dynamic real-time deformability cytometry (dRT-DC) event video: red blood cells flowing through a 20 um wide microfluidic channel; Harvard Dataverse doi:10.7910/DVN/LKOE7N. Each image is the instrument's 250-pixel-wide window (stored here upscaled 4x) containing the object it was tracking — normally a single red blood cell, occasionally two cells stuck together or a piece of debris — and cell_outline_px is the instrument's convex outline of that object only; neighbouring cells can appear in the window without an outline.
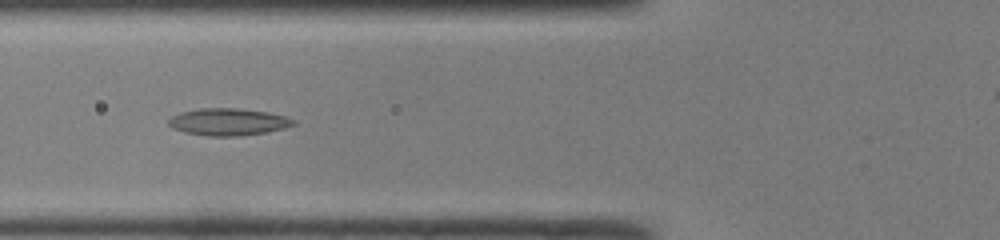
{"species": "common noctule bat (a hibernating species)", "species_latin": "Nyctalus noctula", "temperature_condition": "room temperature", "stored_images_in_passage": 40, "camera_frame_rate_fps": 3000, "um_per_image_px": 0.085, "animal": {"sex": "male", "body_mass_g": 19.0, "forearm_length_mm": 50.8}, "frame": {"image": 1, "passage_image": 16, "time_ms": 5.0, "image_size_px": [1000, 240], "cell_outline_px": [[296, 124], [284, 128], [268, 132], [240, 136], [208, 136], [184, 132], [172, 128], [168, 124], [168, 120], [172, 116], [180, 112], [200, 108], [236, 108], [268, 112], [284, 116], [296, 120]], "centroid_in_image_um": [19.4, 10.36], "position_along_channel_um": 106.4, "area_um2": 19.83}}
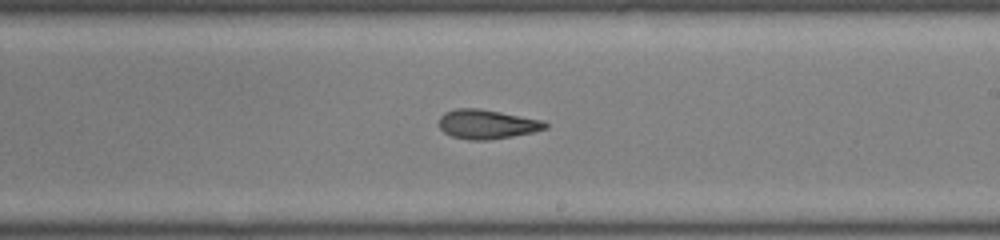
{"frame": {"image": 2, "passage_image": 26, "time_ms": 8.333, "image_size_px": [1000, 240], "cell_outline_px": [[548, 128], [532, 132], [512, 136], [488, 140], [468, 140], [452, 136], [444, 132], [440, 128], [440, 116], [444, 112], [456, 108], [476, 108], [500, 112], [544, 120], [548, 124]], "centroid_in_image_um": [41.39, 10.56], "position_along_channel_um": 247.6, "area_um2": 18.09}}
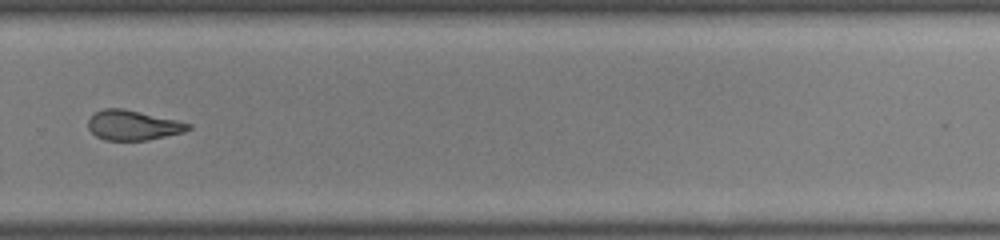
{"frame": {"image": 3, "passage_image": 31, "time_ms": 10.0, "image_size_px": [1000, 240], "cell_outline_px": [[192, 128], [184, 132], [148, 140], [104, 140], [96, 136], [88, 128], [88, 120], [92, 112], [104, 108], [124, 108], [176, 120], [192, 124]], "centroid_in_image_um": [11.28, 10.63], "position_along_channel_um": 318.5, "area_um2": 17.57}, "authors_computed_cell_mechanics": {"area_um2": 19.0162, "velocity_mm_per_s": 4.2489, "shape_relaxation_time_tau1_ms": null, "shape_relaxation_time_tau2_ms": 2.9287, "deformation_change_tau1": null, "deformation_change_tau2": 0.1212}}